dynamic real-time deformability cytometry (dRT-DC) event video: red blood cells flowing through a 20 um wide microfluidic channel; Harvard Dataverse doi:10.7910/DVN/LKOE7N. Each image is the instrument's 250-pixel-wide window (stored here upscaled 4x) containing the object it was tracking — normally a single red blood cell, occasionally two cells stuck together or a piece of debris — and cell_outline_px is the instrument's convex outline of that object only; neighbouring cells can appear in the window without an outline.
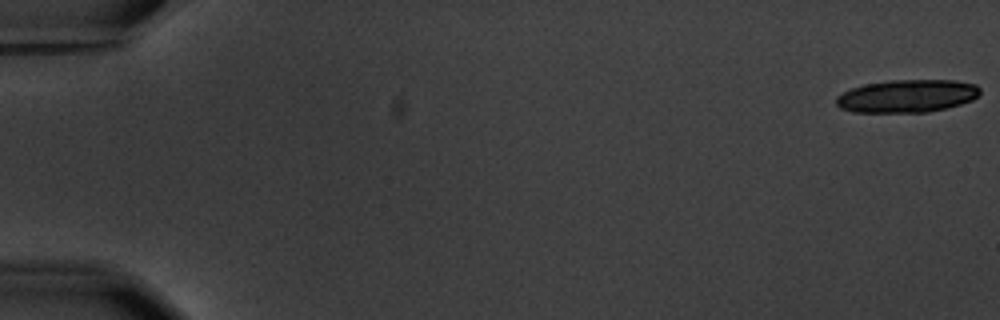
{"species": "common noctule bat (a hibernating species)", "species_latin": "Nyctalus noctula", "temperature_condition": "warm", "stored_images_in_passage": 5, "camera_frame_rate_fps": 3000, "um_per_image_px": 0.085, "animal": {"sex": "male", "body_mass_g": 20.1, "forearm_length_mm": 53.5}, "frame": {"image": 1, "passage_image": 1, "time_ms": 0.0, "image_size_px": [1000, 320], "cell_outline_px": [[980, 92], [972, 100], [960, 104], [928, 112], [852, 112], [840, 108], [836, 104], [836, 96], [852, 88], [864, 84], [892, 80], [956, 80], [976, 84], [980, 88]], "centroid_in_image_um": [77.09, 8.16], "position_along_channel_um": 7.9, "area_um2": 27.46}}